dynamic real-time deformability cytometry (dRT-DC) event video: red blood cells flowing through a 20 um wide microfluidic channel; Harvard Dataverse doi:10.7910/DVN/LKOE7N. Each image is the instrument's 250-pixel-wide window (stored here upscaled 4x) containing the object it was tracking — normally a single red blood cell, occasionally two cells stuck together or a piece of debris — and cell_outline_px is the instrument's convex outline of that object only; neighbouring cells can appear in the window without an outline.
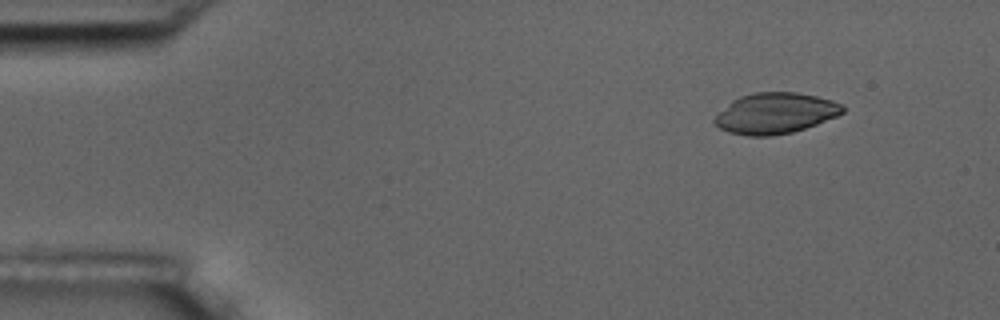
{"species": "common noctule bat (a hibernating species)", "species_latin": "Nyctalus noctula", "temperature_condition": "room temperature", "stored_images_in_passage": 4, "camera_frame_rate_fps": 3000, "um_per_image_px": 0.085, "animal": {"sex": "male", "body_mass_g": 17.5, "forearm_length_mm": 52.3}, "frame": {"image": 1, "passage_image": 1, "time_ms": 0.0, "image_size_px": [1000, 320], "cell_outline_px": [[844, 112], [836, 116], [816, 124], [792, 132], [772, 136], [748, 136], [728, 132], [720, 128], [712, 120], [732, 100], [740, 96], [752, 92], [796, 92], [816, 96], [832, 100], [840, 104], [844, 108]], "centroid_in_image_um": [65.88, 9.62], "position_along_channel_um": 19.1, "area_um2": 30.29}}